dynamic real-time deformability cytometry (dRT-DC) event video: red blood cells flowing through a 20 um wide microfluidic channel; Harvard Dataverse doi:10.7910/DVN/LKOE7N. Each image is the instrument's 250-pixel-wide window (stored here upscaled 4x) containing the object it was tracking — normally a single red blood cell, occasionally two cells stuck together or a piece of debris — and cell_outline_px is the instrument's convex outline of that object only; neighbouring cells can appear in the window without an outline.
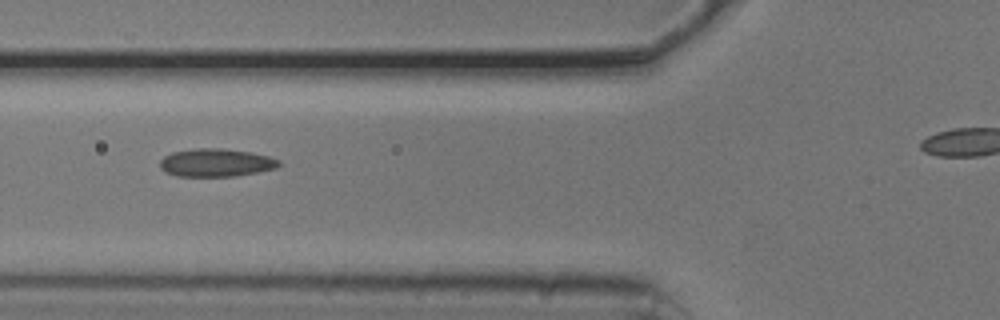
{"species": "common noctule bat (a hibernating species)", "species_latin": "Nyctalus noctula", "temperature_condition": "cold", "stored_images_in_passage": 5, "camera_frame_rate_fps": 3000, "um_per_image_px": 0.085, "animal": {"sex": "male", "body_mass_g": 20.5, "forearm_length_mm": 52.5}, "frame": {"image": 1, "passage_image": 3, "time_ms": 0.667, "image_size_px": [1000, 320], "cell_outline_px": [[280, 164], [276, 168], [260, 172], [236, 176], [176, 176], [160, 168], [160, 160], [164, 156], [172, 152], [196, 148], [224, 148], [252, 152], [268, 156], [280, 160]], "centroid_in_image_um": [18.39, 13.82], "position_along_channel_um": 107.4, "area_um2": 19.54}}
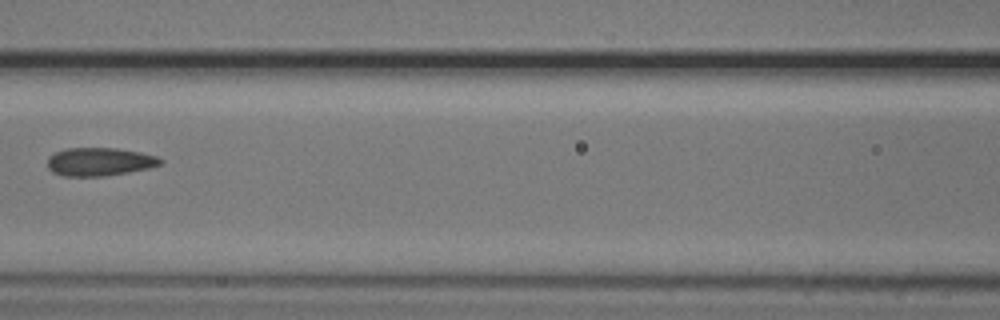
{"frame": {"image": 2, "passage_image": 4, "time_ms": 1.0, "image_size_px": [1000, 320], "cell_outline_px": [[164, 164], [152, 168], [104, 176], [64, 176], [52, 172], [48, 168], [48, 156], [56, 152], [68, 148], [116, 148], [140, 152], [156, 156], [164, 160]], "centroid_in_image_um": [8.5, 13.75], "position_along_channel_um": 158.1, "area_um2": 18.73}}